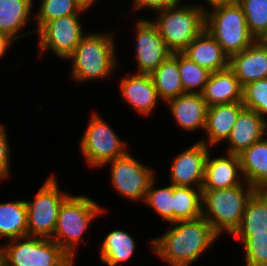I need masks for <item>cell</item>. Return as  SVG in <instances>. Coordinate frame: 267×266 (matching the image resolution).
Segmentation results:
<instances>
[{
  "label": "cell",
  "instance_id": "obj_1",
  "mask_svg": "<svg viewBox=\"0 0 267 266\" xmlns=\"http://www.w3.org/2000/svg\"><path fill=\"white\" fill-rule=\"evenodd\" d=\"M170 224V230L149 241L152 252L169 266H192L220 238L203 217Z\"/></svg>",
  "mask_w": 267,
  "mask_h": 266
},
{
  "label": "cell",
  "instance_id": "obj_2",
  "mask_svg": "<svg viewBox=\"0 0 267 266\" xmlns=\"http://www.w3.org/2000/svg\"><path fill=\"white\" fill-rule=\"evenodd\" d=\"M113 32L87 33L73 53L66 59L71 61V78L78 83L106 80L119 67L116 41Z\"/></svg>",
  "mask_w": 267,
  "mask_h": 266
},
{
  "label": "cell",
  "instance_id": "obj_3",
  "mask_svg": "<svg viewBox=\"0 0 267 266\" xmlns=\"http://www.w3.org/2000/svg\"><path fill=\"white\" fill-rule=\"evenodd\" d=\"M256 189L248 183L227 189H202V217L221 236L240 226L249 198Z\"/></svg>",
  "mask_w": 267,
  "mask_h": 266
},
{
  "label": "cell",
  "instance_id": "obj_4",
  "mask_svg": "<svg viewBox=\"0 0 267 266\" xmlns=\"http://www.w3.org/2000/svg\"><path fill=\"white\" fill-rule=\"evenodd\" d=\"M97 202L87 195H69L61 204L55 232L51 238L74 261L79 243L84 241L83 235L91 222L105 213ZM93 220V221H92Z\"/></svg>",
  "mask_w": 267,
  "mask_h": 266
},
{
  "label": "cell",
  "instance_id": "obj_5",
  "mask_svg": "<svg viewBox=\"0 0 267 266\" xmlns=\"http://www.w3.org/2000/svg\"><path fill=\"white\" fill-rule=\"evenodd\" d=\"M184 4L158 10L156 18L151 19L172 53L182 52L205 29V10L208 7L204 3Z\"/></svg>",
  "mask_w": 267,
  "mask_h": 266
},
{
  "label": "cell",
  "instance_id": "obj_6",
  "mask_svg": "<svg viewBox=\"0 0 267 266\" xmlns=\"http://www.w3.org/2000/svg\"><path fill=\"white\" fill-rule=\"evenodd\" d=\"M205 28L229 58L256 41L236 0L216 4L205 10Z\"/></svg>",
  "mask_w": 267,
  "mask_h": 266
},
{
  "label": "cell",
  "instance_id": "obj_7",
  "mask_svg": "<svg viewBox=\"0 0 267 266\" xmlns=\"http://www.w3.org/2000/svg\"><path fill=\"white\" fill-rule=\"evenodd\" d=\"M6 266H75V261L52 239L24 236L0 246Z\"/></svg>",
  "mask_w": 267,
  "mask_h": 266
},
{
  "label": "cell",
  "instance_id": "obj_8",
  "mask_svg": "<svg viewBox=\"0 0 267 266\" xmlns=\"http://www.w3.org/2000/svg\"><path fill=\"white\" fill-rule=\"evenodd\" d=\"M89 120L79 144L87 165L100 168L128 152L126 142L99 113H92Z\"/></svg>",
  "mask_w": 267,
  "mask_h": 266
},
{
  "label": "cell",
  "instance_id": "obj_9",
  "mask_svg": "<svg viewBox=\"0 0 267 266\" xmlns=\"http://www.w3.org/2000/svg\"><path fill=\"white\" fill-rule=\"evenodd\" d=\"M56 175L43 182L34 201H25L27 206L28 236L51 239L55 232L58 212L62 202L70 195L60 190Z\"/></svg>",
  "mask_w": 267,
  "mask_h": 266
},
{
  "label": "cell",
  "instance_id": "obj_10",
  "mask_svg": "<svg viewBox=\"0 0 267 266\" xmlns=\"http://www.w3.org/2000/svg\"><path fill=\"white\" fill-rule=\"evenodd\" d=\"M80 17L81 14L68 15L44 23L36 31L38 58L50 51L63 61L66 60L87 34L82 29Z\"/></svg>",
  "mask_w": 267,
  "mask_h": 266
},
{
  "label": "cell",
  "instance_id": "obj_11",
  "mask_svg": "<svg viewBox=\"0 0 267 266\" xmlns=\"http://www.w3.org/2000/svg\"><path fill=\"white\" fill-rule=\"evenodd\" d=\"M108 164L110 181L117 194L129 201H144L149 185L156 177L154 168L144 165L129 151L104 167Z\"/></svg>",
  "mask_w": 267,
  "mask_h": 266
},
{
  "label": "cell",
  "instance_id": "obj_12",
  "mask_svg": "<svg viewBox=\"0 0 267 266\" xmlns=\"http://www.w3.org/2000/svg\"><path fill=\"white\" fill-rule=\"evenodd\" d=\"M134 26L136 28V73L151 74L172 52L167 48L157 26L150 19L139 18Z\"/></svg>",
  "mask_w": 267,
  "mask_h": 266
},
{
  "label": "cell",
  "instance_id": "obj_13",
  "mask_svg": "<svg viewBox=\"0 0 267 266\" xmlns=\"http://www.w3.org/2000/svg\"><path fill=\"white\" fill-rule=\"evenodd\" d=\"M209 151L210 147L205 143L196 141L186 150L176 154L170 167L169 183L174 186L202 188Z\"/></svg>",
  "mask_w": 267,
  "mask_h": 266
},
{
  "label": "cell",
  "instance_id": "obj_14",
  "mask_svg": "<svg viewBox=\"0 0 267 266\" xmlns=\"http://www.w3.org/2000/svg\"><path fill=\"white\" fill-rule=\"evenodd\" d=\"M130 75L121 78L120 93L132 110L137 111L140 116L148 117L160 102L153 80L150 74L134 73Z\"/></svg>",
  "mask_w": 267,
  "mask_h": 266
},
{
  "label": "cell",
  "instance_id": "obj_15",
  "mask_svg": "<svg viewBox=\"0 0 267 266\" xmlns=\"http://www.w3.org/2000/svg\"><path fill=\"white\" fill-rule=\"evenodd\" d=\"M209 151L204 170L201 189H227L247 183L244 179L238 155L225 153L226 156L213 157Z\"/></svg>",
  "mask_w": 267,
  "mask_h": 266
},
{
  "label": "cell",
  "instance_id": "obj_16",
  "mask_svg": "<svg viewBox=\"0 0 267 266\" xmlns=\"http://www.w3.org/2000/svg\"><path fill=\"white\" fill-rule=\"evenodd\" d=\"M166 103L181 130L185 132L205 130L208 105L202 94L184 93Z\"/></svg>",
  "mask_w": 267,
  "mask_h": 266
},
{
  "label": "cell",
  "instance_id": "obj_17",
  "mask_svg": "<svg viewBox=\"0 0 267 266\" xmlns=\"http://www.w3.org/2000/svg\"><path fill=\"white\" fill-rule=\"evenodd\" d=\"M229 67L242 86L267 78V44L263 40H256L240 53L232 55Z\"/></svg>",
  "mask_w": 267,
  "mask_h": 266
},
{
  "label": "cell",
  "instance_id": "obj_18",
  "mask_svg": "<svg viewBox=\"0 0 267 266\" xmlns=\"http://www.w3.org/2000/svg\"><path fill=\"white\" fill-rule=\"evenodd\" d=\"M242 102L217 104L208 107L204 135L206 139L199 141L208 147H217L227 141L240 112L244 109Z\"/></svg>",
  "mask_w": 267,
  "mask_h": 266
},
{
  "label": "cell",
  "instance_id": "obj_19",
  "mask_svg": "<svg viewBox=\"0 0 267 266\" xmlns=\"http://www.w3.org/2000/svg\"><path fill=\"white\" fill-rule=\"evenodd\" d=\"M267 136V122L254 110L244 108L227 139V153L239 155Z\"/></svg>",
  "mask_w": 267,
  "mask_h": 266
},
{
  "label": "cell",
  "instance_id": "obj_20",
  "mask_svg": "<svg viewBox=\"0 0 267 266\" xmlns=\"http://www.w3.org/2000/svg\"><path fill=\"white\" fill-rule=\"evenodd\" d=\"M182 53L211 73L229 67L230 58L206 28L188 44Z\"/></svg>",
  "mask_w": 267,
  "mask_h": 266
},
{
  "label": "cell",
  "instance_id": "obj_21",
  "mask_svg": "<svg viewBox=\"0 0 267 266\" xmlns=\"http://www.w3.org/2000/svg\"><path fill=\"white\" fill-rule=\"evenodd\" d=\"M208 107L217 104L242 102L243 86L230 67L209 75L201 93Z\"/></svg>",
  "mask_w": 267,
  "mask_h": 266
},
{
  "label": "cell",
  "instance_id": "obj_22",
  "mask_svg": "<svg viewBox=\"0 0 267 266\" xmlns=\"http://www.w3.org/2000/svg\"><path fill=\"white\" fill-rule=\"evenodd\" d=\"M33 2L34 0H0V33L15 41L36 33L35 29L20 33L32 21Z\"/></svg>",
  "mask_w": 267,
  "mask_h": 266
},
{
  "label": "cell",
  "instance_id": "obj_23",
  "mask_svg": "<svg viewBox=\"0 0 267 266\" xmlns=\"http://www.w3.org/2000/svg\"><path fill=\"white\" fill-rule=\"evenodd\" d=\"M238 157L245 181L256 190H267V137L252 144Z\"/></svg>",
  "mask_w": 267,
  "mask_h": 266
},
{
  "label": "cell",
  "instance_id": "obj_24",
  "mask_svg": "<svg viewBox=\"0 0 267 266\" xmlns=\"http://www.w3.org/2000/svg\"><path fill=\"white\" fill-rule=\"evenodd\" d=\"M150 76L163 103L185 93L179 73V52L172 53Z\"/></svg>",
  "mask_w": 267,
  "mask_h": 266
},
{
  "label": "cell",
  "instance_id": "obj_25",
  "mask_svg": "<svg viewBox=\"0 0 267 266\" xmlns=\"http://www.w3.org/2000/svg\"><path fill=\"white\" fill-rule=\"evenodd\" d=\"M267 234V190H256L249 198L240 226L231 236Z\"/></svg>",
  "mask_w": 267,
  "mask_h": 266
},
{
  "label": "cell",
  "instance_id": "obj_26",
  "mask_svg": "<svg viewBox=\"0 0 267 266\" xmlns=\"http://www.w3.org/2000/svg\"><path fill=\"white\" fill-rule=\"evenodd\" d=\"M135 244V239L127 231L112 230L102 240L99 259L107 266H119L134 255Z\"/></svg>",
  "mask_w": 267,
  "mask_h": 266
},
{
  "label": "cell",
  "instance_id": "obj_27",
  "mask_svg": "<svg viewBox=\"0 0 267 266\" xmlns=\"http://www.w3.org/2000/svg\"><path fill=\"white\" fill-rule=\"evenodd\" d=\"M28 236L27 206L23 200L0 203V238L12 240Z\"/></svg>",
  "mask_w": 267,
  "mask_h": 266
},
{
  "label": "cell",
  "instance_id": "obj_28",
  "mask_svg": "<svg viewBox=\"0 0 267 266\" xmlns=\"http://www.w3.org/2000/svg\"><path fill=\"white\" fill-rule=\"evenodd\" d=\"M202 217V189L173 185V222Z\"/></svg>",
  "mask_w": 267,
  "mask_h": 266
},
{
  "label": "cell",
  "instance_id": "obj_29",
  "mask_svg": "<svg viewBox=\"0 0 267 266\" xmlns=\"http://www.w3.org/2000/svg\"><path fill=\"white\" fill-rule=\"evenodd\" d=\"M179 73L185 93L201 94L211 72L179 52Z\"/></svg>",
  "mask_w": 267,
  "mask_h": 266
},
{
  "label": "cell",
  "instance_id": "obj_30",
  "mask_svg": "<svg viewBox=\"0 0 267 266\" xmlns=\"http://www.w3.org/2000/svg\"><path fill=\"white\" fill-rule=\"evenodd\" d=\"M241 6L248 29L256 40L267 35V0H236Z\"/></svg>",
  "mask_w": 267,
  "mask_h": 266
},
{
  "label": "cell",
  "instance_id": "obj_31",
  "mask_svg": "<svg viewBox=\"0 0 267 266\" xmlns=\"http://www.w3.org/2000/svg\"><path fill=\"white\" fill-rule=\"evenodd\" d=\"M156 178L151 181L143 202L150 206L164 221L169 224L173 223V185L155 187Z\"/></svg>",
  "mask_w": 267,
  "mask_h": 266
},
{
  "label": "cell",
  "instance_id": "obj_32",
  "mask_svg": "<svg viewBox=\"0 0 267 266\" xmlns=\"http://www.w3.org/2000/svg\"><path fill=\"white\" fill-rule=\"evenodd\" d=\"M40 6L34 14L36 20L37 31L44 23L57 19L59 17L85 14L84 11L77 6L75 0H40Z\"/></svg>",
  "mask_w": 267,
  "mask_h": 266
},
{
  "label": "cell",
  "instance_id": "obj_33",
  "mask_svg": "<svg viewBox=\"0 0 267 266\" xmlns=\"http://www.w3.org/2000/svg\"><path fill=\"white\" fill-rule=\"evenodd\" d=\"M232 237L243 246L245 266H267V234Z\"/></svg>",
  "mask_w": 267,
  "mask_h": 266
},
{
  "label": "cell",
  "instance_id": "obj_34",
  "mask_svg": "<svg viewBox=\"0 0 267 266\" xmlns=\"http://www.w3.org/2000/svg\"><path fill=\"white\" fill-rule=\"evenodd\" d=\"M242 104L245 108L256 111L267 122V78L243 86Z\"/></svg>",
  "mask_w": 267,
  "mask_h": 266
},
{
  "label": "cell",
  "instance_id": "obj_35",
  "mask_svg": "<svg viewBox=\"0 0 267 266\" xmlns=\"http://www.w3.org/2000/svg\"><path fill=\"white\" fill-rule=\"evenodd\" d=\"M7 130L0 123V181H5L10 176V147L7 137Z\"/></svg>",
  "mask_w": 267,
  "mask_h": 266
},
{
  "label": "cell",
  "instance_id": "obj_36",
  "mask_svg": "<svg viewBox=\"0 0 267 266\" xmlns=\"http://www.w3.org/2000/svg\"><path fill=\"white\" fill-rule=\"evenodd\" d=\"M183 0H133L132 2V11H138L141 9H152L153 11H158L165 9L170 6L182 4Z\"/></svg>",
  "mask_w": 267,
  "mask_h": 266
},
{
  "label": "cell",
  "instance_id": "obj_37",
  "mask_svg": "<svg viewBox=\"0 0 267 266\" xmlns=\"http://www.w3.org/2000/svg\"><path fill=\"white\" fill-rule=\"evenodd\" d=\"M12 43H15V40L10 36L0 33V59L3 58L7 50L10 49Z\"/></svg>",
  "mask_w": 267,
  "mask_h": 266
},
{
  "label": "cell",
  "instance_id": "obj_38",
  "mask_svg": "<svg viewBox=\"0 0 267 266\" xmlns=\"http://www.w3.org/2000/svg\"><path fill=\"white\" fill-rule=\"evenodd\" d=\"M99 0H75L77 6L81 11L87 12L95 3L97 4Z\"/></svg>",
  "mask_w": 267,
  "mask_h": 266
},
{
  "label": "cell",
  "instance_id": "obj_39",
  "mask_svg": "<svg viewBox=\"0 0 267 266\" xmlns=\"http://www.w3.org/2000/svg\"><path fill=\"white\" fill-rule=\"evenodd\" d=\"M208 4V6H213L216 4H220V3H228V2H232L235 0H205Z\"/></svg>",
  "mask_w": 267,
  "mask_h": 266
},
{
  "label": "cell",
  "instance_id": "obj_40",
  "mask_svg": "<svg viewBox=\"0 0 267 266\" xmlns=\"http://www.w3.org/2000/svg\"><path fill=\"white\" fill-rule=\"evenodd\" d=\"M263 41L267 44V35L265 36V38L263 39Z\"/></svg>",
  "mask_w": 267,
  "mask_h": 266
},
{
  "label": "cell",
  "instance_id": "obj_41",
  "mask_svg": "<svg viewBox=\"0 0 267 266\" xmlns=\"http://www.w3.org/2000/svg\"><path fill=\"white\" fill-rule=\"evenodd\" d=\"M0 266H6L5 264H3L1 261H0Z\"/></svg>",
  "mask_w": 267,
  "mask_h": 266
}]
</instances>
